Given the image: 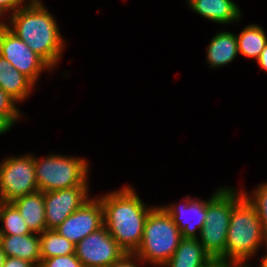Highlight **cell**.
<instances>
[{
	"instance_id": "6da1fadb",
	"label": "cell",
	"mask_w": 267,
	"mask_h": 267,
	"mask_svg": "<svg viewBox=\"0 0 267 267\" xmlns=\"http://www.w3.org/2000/svg\"><path fill=\"white\" fill-rule=\"evenodd\" d=\"M28 2L27 6L8 17L10 23L7 24V28L55 68L65 44L59 26L41 0Z\"/></svg>"
},
{
	"instance_id": "7a4b0ae2",
	"label": "cell",
	"mask_w": 267,
	"mask_h": 267,
	"mask_svg": "<svg viewBox=\"0 0 267 267\" xmlns=\"http://www.w3.org/2000/svg\"><path fill=\"white\" fill-rule=\"evenodd\" d=\"M99 199L107 231L126 253H134L142 241L146 218L154 207H146L130 186Z\"/></svg>"
},
{
	"instance_id": "3957f363",
	"label": "cell",
	"mask_w": 267,
	"mask_h": 267,
	"mask_svg": "<svg viewBox=\"0 0 267 267\" xmlns=\"http://www.w3.org/2000/svg\"><path fill=\"white\" fill-rule=\"evenodd\" d=\"M262 243L267 245V237L258 213L255 206L244 196L232 209L226 250L221 258L247 262L259 251Z\"/></svg>"
},
{
	"instance_id": "277c9868",
	"label": "cell",
	"mask_w": 267,
	"mask_h": 267,
	"mask_svg": "<svg viewBox=\"0 0 267 267\" xmlns=\"http://www.w3.org/2000/svg\"><path fill=\"white\" fill-rule=\"evenodd\" d=\"M182 238L164 208L154 207L146 218L142 241L134 253L142 262L161 267L173 256Z\"/></svg>"
},
{
	"instance_id": "5b68a950",
	"label": "cell",
	"mask_w": 267,
	"mask_h": 267,
	"mask_svg": "<svg viewBox=\"0 0 267 267\" xmlns=\"http://www.w3.org/2000/svg\"><path fill=\"white\" fill-rule=\"evenodd\" d=\"M222 187L207 200V216L199 242L211 258L225 254L232 209L245 196L244 191Z\"/></svg>"
},
{
	"instance_id": "8992f818",
	"label": "cell",
	"mask_w": 267,
	"mask_h": 267,
	"mask_svg": "<svg viewBox=\"0 0 267 267\" xmlns=\"http://www.w3.org/2000/svg\"><path fill=\"white\" fill-rule=\"evenodd\" d=\"M38 191L50 192L74 186H88L89 164L84 158L65 155L34 157Z\"/></svg>"
},
{
	"instance_id": "52a82bcc",
	"label": "cell",
	"mask_w": 267,
	"mask_h": 267,
	"mask_svg": "<svg viewBox=\"0 0 267 267\" xmlns=\"http://www.w3.org/2000/svg\"><path fill=\"white\" fill-rule=\"evenodd\" d=\"M37 191L33 155L6 157L0 162L1 202H12Z\"/></svg>"
},
{
	"instance_id": "ba28073f",
	"label": "cell",
	"mask_w": 267,
	"mask_h": 267,
	"mask_svg": "<svg viewBox=\"0 0 267 267\" xmlns=\"http://www.w3.org/2000/svg\"><path fill=\"white\" fill-rule=\"evenodd\" d=\"M125 253L105 226L75 245V255L84 267H110Z\"/></svg>"
},
{
	"instance_id": "9c48e42d",
	"label": "cell",
	"mask_w": 267,
	"mask_h": 267,
	"mask_svg": "<svg viewBox=\"0 0 267 267\" xmlns=\"http://www.w3.org/2000/svg\"><path fill=\"white\" fill-rule=\"evenodd\" d=\"M0 55L34 84L43 70L53 69L7 27L0 30Z\"/></svg>"
},
{
	"instance_id": "30bf717a",
	"label": "cell",
	"mask_w": 267,
	"mask_h": 267,
	"mask_svg": "<svg viewBox=\"0 0 267 267\" xmlns=\"http://www.w3.org/2000/svg\"><path fill=\"white\" fill-rule=\"evenodd\" d=\"M104 226L103 207L99 198H91L69 215L55 230L73 244Z\"/></svg>"
},
{
	"instance_id": "8fae6325",
	"label": "cell",
	"mask_w": 267,
	"mask_h": 267,
	"mask_svg": "<svg viewBox=\"0 0 267 267\" xmlns=\"http://www.w3.org/2000/svg\"><path fill=\"white\" fill-rule=\"evenodd\" d=\"M88 186L44 192L46 229H55L88 201Z\"/></svg>"
},
{
	"instance_id": "7c38bea8",
	"label": "cell",
	"mask_w": 267,
	"mask_h": 267,
	"mask_svg": "<svg viewBox=\"0 0 267 267\" xmlns=\"http://www.w3.org/2000/svg\"><path fill=\"white\" fill-rule=\"evenodd\" d=\"M185 201L187 202L183 206L179 203L162 207L173 218L174 224L181 231L183 238H198L207 216V201L199 198L193 200L188 196ZM197 229L199 236L196 232Z\"/></svg>"
},
{
	"instance_id": "4fadbf2b",
	"label": "cell",
	"mask_w": 267,
	"mask_h": 267,
	"mask_svg": "<svg viewBox=\"0 0 267 267\" xmlns=\"http://www.w3.org/2000/svg\"><path fill=\"white\" fill-rule=\"evenodd\" d=\"M0 247L6 257L27 260L39 267L41 262L40 234L0 235Z\"/></svg>"
},
{
	"instance_id": "5bb4252c",
	"label": "cell",
	"mask_w": 267,
	"mask_h": 267,
	"mask_svg": "<svg viewBox=\"0 0 267 267\" xmlns=\"http://www.w3.org/2000/svg\"><path fill=\"white\" fill-rule=\"evenodd\" d=\"M187 3L194 12L218 24H231L242 17L233 0H188Z\"/></svg>"
},
{
	"instance_id": "9a60e30c",
	"label": "cell",
	"mask_w": 267,
	"mask_h": 267,
	"mask_svg": "<svg viewBox=\"0 0 267 267\" xmlns=\"http://www.w3.org/2000/svg\"><path fill=\"white\" fill-rule=\"evenodd\" d=\"M19 211L29 229L41 234L46 230L44 192L37 191L11 202Z\"/></svg>"
},
{
	"instance_id": "2e32d148",
	"label": "cell",
	"mask_w": 267,
	"mask_h": 267,
	"mask_svg": "<svg viewBox=\"0 0 267 267\" xmlns=\"http://www.w3.org/2000/svg\"><path fill=\"white\" fill-rule=\"evenodd\" d=\"M34 84L28 77L20 73L12 64L0 55V88L17 102L24 101Z\"/></svg>"
},
{
	"instance_id": "e0dca14e",
	"label": "cell",
	"mask_w": 267,
	"mask_h": 267,
	"mask_svg": "<svg viewBox=\"0 0 267 267\" xmlns=\"http://www.w3.org/2000/svg\"><path fill=\"white\" fill-rule=\"evenodd\" d=\"M210 259L198 238H182L173 256L162 267H203Z\"/></svg>"
},
{
	"instance_id": "ac0fdd59",
	"label": "cell",
	"mask_w": 267,
	"mask_h": 267,
	"mask_svg": "<svg viewBox=\"0 0 267 267\" xmlns=\"http://www.w3.org/2000/svg\"><path fill=\"white\" fill-rule=\"evenodd\" d=\"M207 63L212 67H221L239 55L237 38L234 33L221 31L209 42L206 54Z\"/></svg>"
},
{
	"instance_id": "d6986e66",
	"label": "cell",
	"mask_w": 267,
	"mask_h": 267,
	"mask_svg": "<svg viewBox=\"0 0 267 267\" xmlns=\"http://www.w3.org/2000/svg\"><path fill=\"white\" fill-rule=\"evenodd\" d=\"M239 54L249 58H259L261 51L267 45V35L257 24L248 25L236 35Z\"/></svg>"
},
{
	"instance_id": "ffe728a7",
	"label": "cell",
	"mask_w": 267,
	"mask_h": 267,
	"mask_svg": "<svg viewBox=\"0 0 267 267\" xmlns=\"http://www.w3.org/2000/svg\"><path fill=\"white\" fill-rule=\"evenodd\" d=\"M41 259L75 253V244L60 235L55 229H46L40 234Z\"/></svg>"
},
{
	"instance_id": "44dd1931",
	"label": "cell",
	"mask_w": 267,
	"mask_h": 267,
	"mask_svg": "<svg viewBox=\"0 0 267 267\" xmlns=\"http://www.w3.org/2000/svg\"><path fill=\"white\" fill-rule=\"evenodd\" d=\"M0 235H26L33 233L18 209L11 202L0 203Z\"/></svg>"
},
{
	"instance_id": "7402d4cb",
	"label": "cell",
	"mask_w": 267,
	"mask_h": 267,
	"mask_svg": "<svg viewBox=\"0 0 267 267\" xmlns=\"http://www.w3.org/2000/svg\"><path fill=\"white\" fill-rule=\"evenodd\" d=\"M244 195L255 206L264 233L267 237V182L262 183L260 186L255 188L251 195L246 192H244Z\"/></svg>"
},
{
	"instance_id": "603a6c76",
	"label": "cell",
	"mask_w": 267,
	"mask_h": 267,
	"mask_svg": "<svg viewBox=\"0 0 267 267\" xmlns=\"http://www.w3.org/2000/svg\"><path fill=\"white\" fill-rule=\"evenodd\" d=\"M17 101L0 88V115L13 126L21 118V111L17 108Z\"/></svg>"
},
{
	"instance_id": "cb8c5ba5",
	"label": "cell",
	"mask_w": 267,
	"mask_h": 267,
	"mask_svg": "<svg viewBox=\"0 0 267 267\" xmlns=\"http://www.w3.org/2000/svg\"><path fill=\"white\" fill-rule=\"evenodd\" d=\"M39 267H84L78 260L75 253L65 256H56L48 259H41Z\"/></svg>"
},
{
	"instance_id": "d4e9b609",
	"label": "cell",
	"mask_w": 267,
	"mask_h": 267,
	"mask_svg": "<svg viewBox=\"0 0 267 267\" xmlns=\"http://www.w3.org/2000/svg\"><path fill=\"white\" fill-rule=\"evenodd\" d=\"M24 1L25 0H0V11L4 15L5 13H9V11H11L10 13L12 14L29 4L26 3V5L23 6L22 4L25 3Z\"/></svg>"
},
{
	"instance_id": "484cf974",
	"label": "cell",
	"mask_w": 267,
	"mask_h": 267,
	"mask_svg": "<svg viewBox=\"0 0 267 267\" xmlns=\"http://www.w3.org/2000/svg\"><path fill=\"white\" fill-rule=\"evenodd\" d=\"M138 260L142 262L135 253H125L118 261L114 262L110 267H138ZM135 261V262H134Z\"/></svg>"
},
{
	"instance_id": "4316f807",
	"label": "cell",
	"mask_w": 267,
	"mask_h": 267,
	"mask_svg": "<svg viewBox=\"0 0 267 267\" xmlns=\"http://www.w3.org/2000/svg\"><path fill=\"white\" fill-rule=\"evenodd\" d=\"M3 267H36L33 263L15 257H6Z\"/></svg>"
},
{
	"instance_id": "83f0119b",
	"label": "cell",
	"mask_w": 267,
	"mask_h": 267,
	"mask_svg": "<svg viewBox=\"0 0 267 267\" xmlns=\"http://www.w3.org/2000/svg\"><path fill=\"white\" fill-rule=\"evenodd\" d=\"M234 263L222 258H211L203 267H231Z\"/></svg>"
},
{
	"instance_id": "f1b7e54d",
	"label": "cell",
	"mask_w": 267,
	"mask_h": 267,
	"mask_svg": "<svg viewBox=\"0 0 267 267\" xmlns=\"http://www.w3.org/2000/svg\"><path fill=\"white\" fill-rule=\"evenodd\" d=\"M259 66L267 71V45L261 51L259 58L257 59Z\"/></svg>"
},
{
	"instance_id": "f546056e",
	"label": "cell",
	"mask_w": 267,
	"mask_h": 267,
	"mask_svg": "<svg viewBox=\"0 0 267 267\" xmlns=\"http://www.w3.org/2000/svg\"><path fill=\"white\" fill-rule=\"evenodd\" d=\"M12 126L0 115V134H5Z\"/></svg>"
},
{
	"instance_id": "4dcf8cb0",
	"label": "cell",
	"mask_w": 267,
	"mask_h": 267,
	"mask_svg": "<svg viewBox=\"0 0 267 267\" xmlns=\"http://www.w3.org/2000/svg\"><path fill=\"white\" fill-rule=\"evenodd\" d=\"M5 259H6V255L2 251V248L0 247V267H3Z\"/></svg>"
},
{
	"instance_id": "1f68e13d",
	"label": "cell",
	"mask_w": 267,
	"mask_h": 267,
	"mask_svg": "<svg viewBox=\"0 0 267 267\" xmlns=\"http://www.w3.org/2000/svg\"><path fill=\"white\" fill-rule=\"evenodd\" d=\"M266 249H267V245H266ZM259 267H267V254L266 255H263Z\"/></svg>"
},
{
	"instance_id": "d6a6232c",
	"label": "cell",
	"mask_w": 267,
	"mask_h": 267,
	"mask_svg": "<svg viewBox=\"0 0 267 267\" xmlns=\"http://www.w3.org/2000/svg\"><path fill=\"white\" fill-rule=\"evenodd\" d=\"M248 262H235L231 267H249Z\"/></svg>"
},
{
	"instance_id": "836d02e7",
	"label": "cell",
	"mask_w": 267,
	"mask_h": 267,
	"mask_svg": "<svg viewBox=\"0 0 267 267\" xmlns=\"http://www.w3.org/2000/svg\"><path fill=\"white\" fill-rule=\"evenodd\" d=\"M4 14L0 11V19ZM7 27V23L2 22V20L0 21V30Z\"/></svg>"
}]
</instances>
